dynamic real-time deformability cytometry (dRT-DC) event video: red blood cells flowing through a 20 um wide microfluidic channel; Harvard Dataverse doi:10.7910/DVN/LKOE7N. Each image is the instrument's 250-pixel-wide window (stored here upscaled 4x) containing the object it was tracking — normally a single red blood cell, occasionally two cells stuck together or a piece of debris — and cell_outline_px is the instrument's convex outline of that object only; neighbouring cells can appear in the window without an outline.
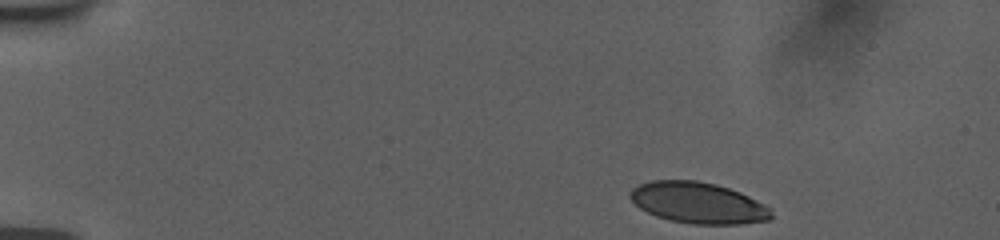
{"species": "human", "species_latin": "Homo sapiens", "temperature_condition": "room temperature", "stored_images_in_passage": 42, "camera_frame_rate_fps": 3000, "um_per_image_px": 0.085, "donor": {"sex": "female"}, "frame": {"image": 1, "passage_image": 1, "time_ms": 0.0, "image_size_px": [1000, 240], "cell_outline_px": [[772, 216], [768, 220], [740, 224], [692, 224], [672, 220], [656, 216], [640, 208], [628, 196], [628, 192], [632, 188], [640, 184], [652, 180], [696, 180], [716, 184], [740, 192], [772, 208]], "centroid_in_image_um": [59.34, 17.23], "position_along_channel_um": 25.7, "area_um2": 33.81}}
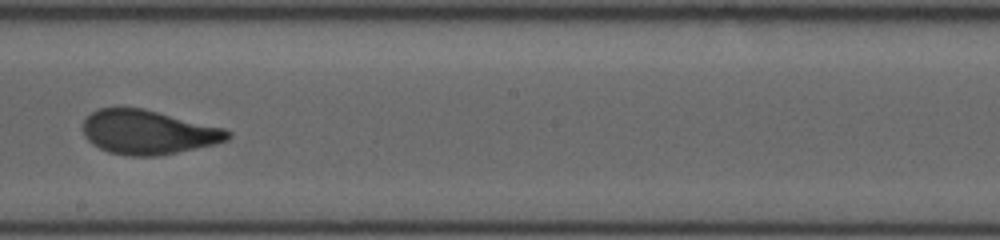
{"frame": {"image": 2, "passage_image": 27, "time_ms": 8.333, "image_size_px": [1000, 240], "cell_outline_px": [[232, 136], [228, 140], [216, 144], [156, 156], [128, 156], [108, 152], [92, 144], [84, 136], [84, 120], [92, 112], [100, 108], [144, 108], [224, 128], [232, 132]], "centroid_in_image_um": [12.61, 11.24], "position_along_channel_um": 235.6, "area_um2": 37.22}}
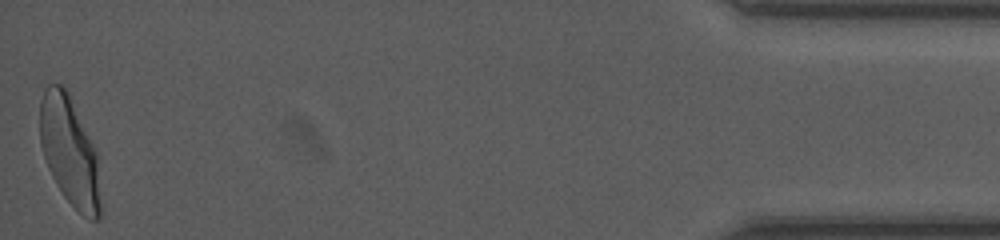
{"frame": {"image": 3, "passage_image": 42, "time_ms": 15.667, "image_size_px": [1000, 240], "cell_outline_px": [[100, 216], [96, 220], [92, 220], [84, 216], [64, 196], [52, 176], [48, 168], [40, 144], [40, 100], [44, 88], [48, 84], [60, 84], [68, 88], [96, 152], [100, 204]], "centroid_in_image_um": [5.89, 12.78], "position_along_channel_um": 429.3, "area_um2": 38.26}, "authors_computed_cell_mechanics": {"area_um2": 37.1943, "velocity_mm_per_s": 3.7409, "shape_relaxation_time_tau1_ms": 4.5209, "shape_relaxation_time_tau2_ms": 0.6376, "deformation_change_tau1": 0.1724, "deformation_change_tau2": 0.0563}}